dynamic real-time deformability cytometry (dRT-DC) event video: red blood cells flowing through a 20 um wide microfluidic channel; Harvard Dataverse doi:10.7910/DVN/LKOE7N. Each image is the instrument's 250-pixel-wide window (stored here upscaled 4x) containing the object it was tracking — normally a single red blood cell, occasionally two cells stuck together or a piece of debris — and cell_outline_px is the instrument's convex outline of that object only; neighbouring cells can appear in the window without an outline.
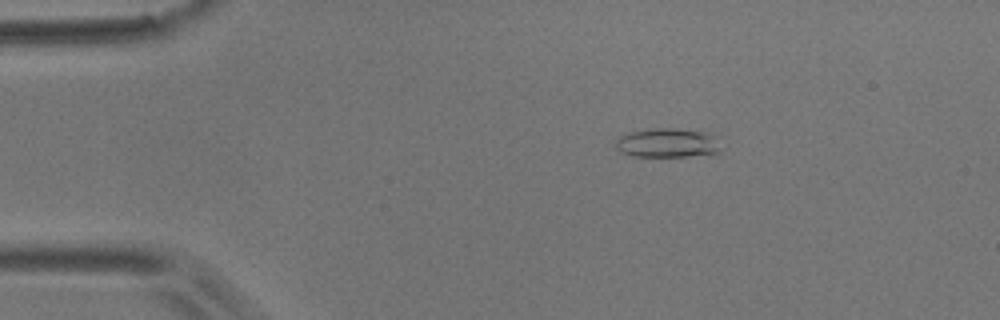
{"species": "common noctule bat (a hibernating species)", "species_latin": "Nyctalus noctula", "temperature_condition": "room temperature", "stored_images_in_passage": 4, "camera_frame_rate_fps": 3000, "um_per_image_px": 0.085, "animal": {"sex": "male", "body_mass_g": 17.9}, "frame": {"image": 1, "passage_image": 1, "time_ms": 0.0, "image_size_px": [1000, 320], "cell_outline_px": [[720, 152], [716, 156], [632, 156], [620, 152], [616, 148], [616, 140], [620, 136], [628, 132], [656, 128], [672, 128], [708, 132], [716, 136]], "centroid_in_image_um": [56.79, 12.16], "position_along_channel_um": 28.2, "area_um2": 18.26}}